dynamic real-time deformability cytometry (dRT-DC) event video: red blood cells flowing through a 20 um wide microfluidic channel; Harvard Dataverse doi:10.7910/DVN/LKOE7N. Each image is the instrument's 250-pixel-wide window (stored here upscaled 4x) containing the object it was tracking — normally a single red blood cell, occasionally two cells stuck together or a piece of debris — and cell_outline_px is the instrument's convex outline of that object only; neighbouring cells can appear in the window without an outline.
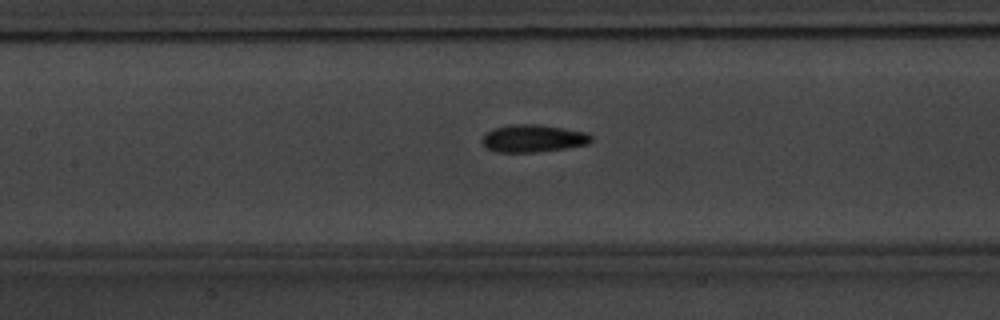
{"species": "common noctule bat (a hibernating species)", "species_latin": "Nyctalus noctula", "temperature_condition": "warm", "stored_images_in_passage": 34, "camera_frame_rate_fps": 3000, "um_per_image_px": 0.085, "animal": {"sex": "male", "body_mass_g": 20.1, "forearm_length_mm": 53.5}, "frame": {"image": 1, "passage_image": 10, "time_ms": 3.0, "image_size_px": [1000, 320], "cell_outline_px": [[592, 140], [588, 144], [568, 148], [536, 152], [496, 152], [488, 148], [484, 144], [484, 132], [492, 128], [508, 124], [540, 124], [588, 132], [592, 136]], "centroid_in_image_um": [45.34, 11.75], "position_along_channel_um": 162.1, "area_um2": 17.69}}
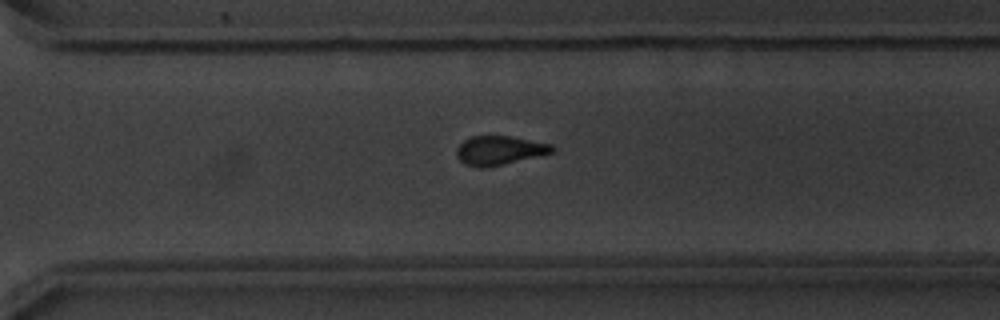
{"frame": {"image": 2, "passage_image": 23, "time_ms": 7.333, "image_size_px": [1000, 320], "cell_outline_px": [[556, 148], [552, 152], [488, 168], [480, 168], [464, 164], [456, 156], [456, 148], [464, 140], [472, 136], [512, 136], [552, 144]], "centroid_in_image_um": [42.42, 12.78], "position_along_channel_um": 328.2, "area_um2": 16.18}}
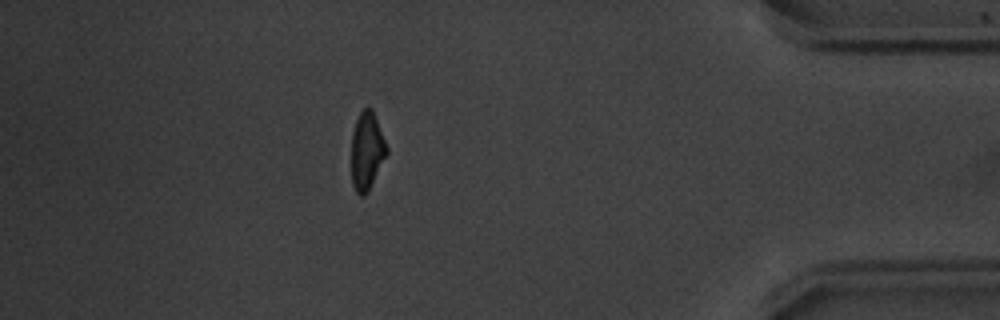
{"frame": {"image": 3, "passage_image": 32, "time_ms": 10.333, "image_size_px": [1000, 320], "cell_outline_px": [[388, 152], [368, 192], [364, 196], [360, 196], [356, 192], [352, 184], [352, 132], [356, 120], [360, 112], [364, 108], [372, 108], [388, 148]], "centroid_in_image_um": [31.18, 12.84], "position_along_channel_um": 404.0, "area_um2": 15.95}, "authors_computed_cell_mechanics": {"area_um2": 16.9354, "velocity_mm_per_s": 3.84, "shape_relaxation_time_tau1_ms": 2.5601, "shape_relaxation_time_tau2_ms": 2.1977, "deformation_change_tau1": 0.1344, "deformation_change_tau2": 0.0776}}